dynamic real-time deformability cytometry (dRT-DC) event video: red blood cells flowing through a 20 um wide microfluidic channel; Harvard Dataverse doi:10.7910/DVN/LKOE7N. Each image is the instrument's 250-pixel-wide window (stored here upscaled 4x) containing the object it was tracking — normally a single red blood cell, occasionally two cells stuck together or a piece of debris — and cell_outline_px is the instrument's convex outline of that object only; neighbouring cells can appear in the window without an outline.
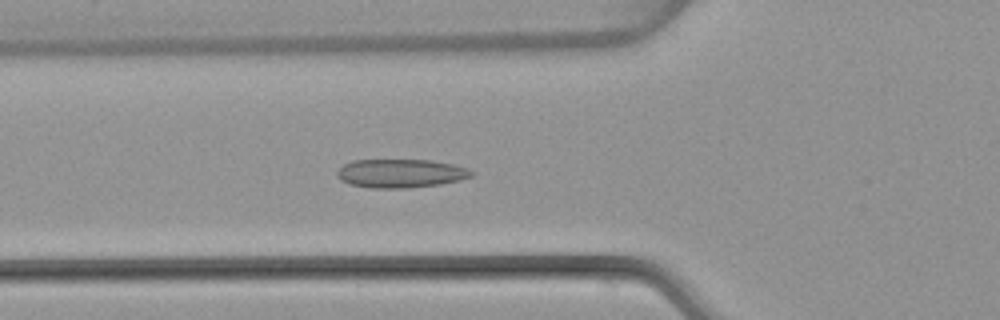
{"species": "common noctule bat (a hibernating species)", "species_latin": "Nyctalus noctula", "temperature_condition": "warm", "stored_images_in_passage": 49, "camera_frame_rate_fps": 3000, "um_per_image_px": 0.085, "animal": {"sex": "female", "body_mass_g": 22.7, "forearm_length_mm": 54.2}, "frame": {"image": 1, "passage_image": 17, "time_ms": 5.333, "image_size_px": [1000, 320], "cell_outline_px": [[476, 172], [472, 176], [460, 180], [440, 184], [408, 188], [368, 188], [348, 184], [340, 180], [336, 176], [336, 172], [344, 164], [352, 160], [432, 160], [452, 164], [468, 168]], "centroid_in_image_um": [34.05, 14.74], "position_along_channel_um": 91.8, "area_um2": 22.66}}
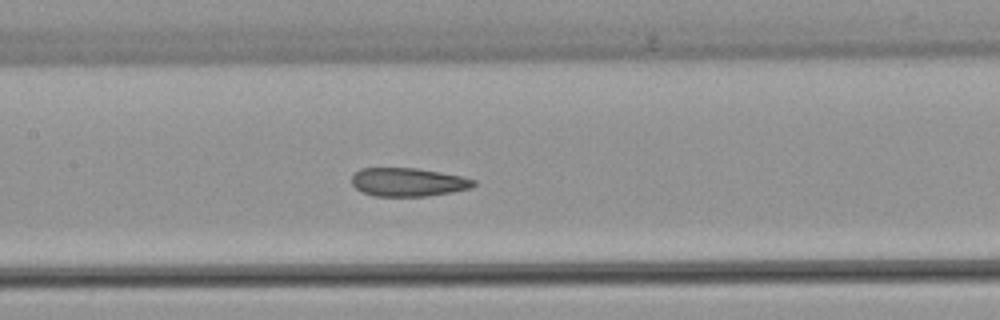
{"frame": {"image": 2, "passage_image": 23, "time_ms": 7.333, "image_size_px": [1000, 320], "cell_outline_px": [[476, 184], [472, 188], [452, 192], [428, 196], [372, 196], [356, 188], [352, 184], [352, 176], [360, 168], [416, 168], [440, 172], [460, 176], [476, 180]], "centroid_in_image_um": [34.7, 15.48], "position_along_channel_um": 172.7, "area_um2": 20.23}}
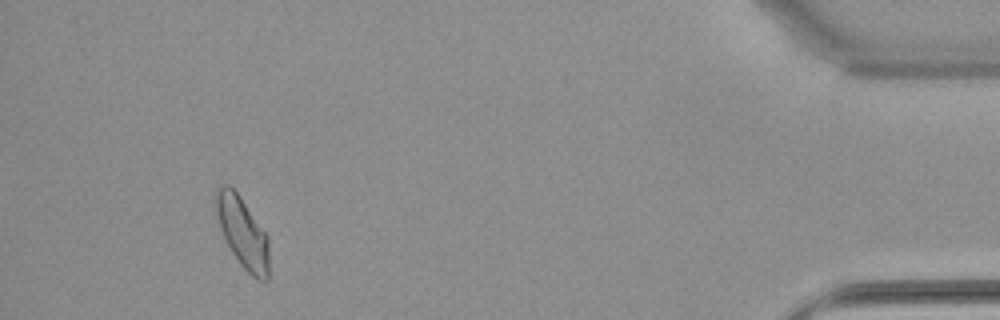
{"frame": {"image": 3, "passage_image": 46, "time_ms": 15.0, "image_size_px": [1000, 320], "cell_outline_px": [[268, 280], [260, 280], [252, 276], [240, 264], [232, 252], [220, 228], [212, 208], [212, 196], [216, 188], [224, 184], [228, 184], [240, 196], [268, 236]], "centroid_in_image_um": [20.55, 19.67], "position_along_channel_um": 414.7, "area_um2": 22.2}, "authors_computed_cell_mechanics": {"area_um2": 21.7328, "velocity_mm_per_s": 4.0321, "shape_relaxation_time_tau1_ms": null, "shape_relaxation_time_tau2_ms": 1.7106, "deformation_change_tau1": null, "deformation_change_tau2": 0.0671}}